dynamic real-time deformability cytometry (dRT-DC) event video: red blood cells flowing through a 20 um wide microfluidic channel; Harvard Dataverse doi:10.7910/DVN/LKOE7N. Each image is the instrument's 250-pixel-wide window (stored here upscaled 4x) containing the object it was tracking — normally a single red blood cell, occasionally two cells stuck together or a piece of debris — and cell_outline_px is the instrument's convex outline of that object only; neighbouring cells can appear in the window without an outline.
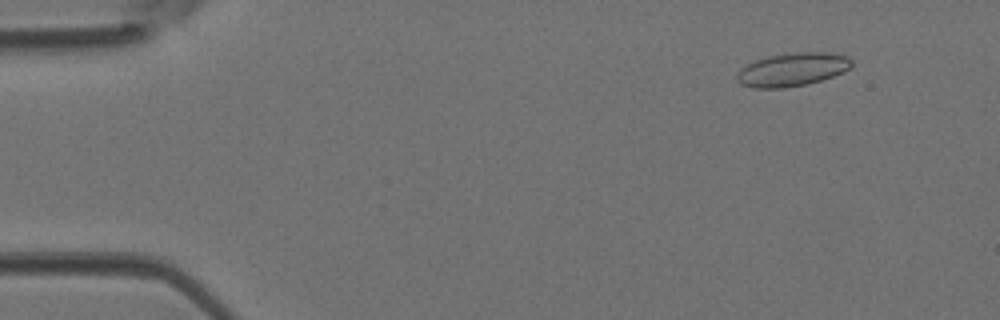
{"species": "Egyptian fruit bat (a non-hibernating species)", "species_latin": "Rousettus aegyptiacus", "temperature_condition": "room temperature", "stored_images_in_passage": 46, "camera_frame_rate_fps": 3000, "um_per_image_px": 0.085, "animal": {"sex": "female"}, "frame": {"image": 1, "passage_image": 5, "time_ms": 1.333, "image_size_px": [1000, 320], "cell_outline_px": [[852, 64], [844, 72], [808, 84], [784, 88], [752, 88], [740, 84], [736, 80], [736, 76], [740, 68], [756, 60], [768, 56], [796, 52], [824, 52], [848, 56], [852, 60]], "centroid_in_image_um": [67.32, 5.92], "position_along_channel_um": 17.7, "area_um2": 22.31}}
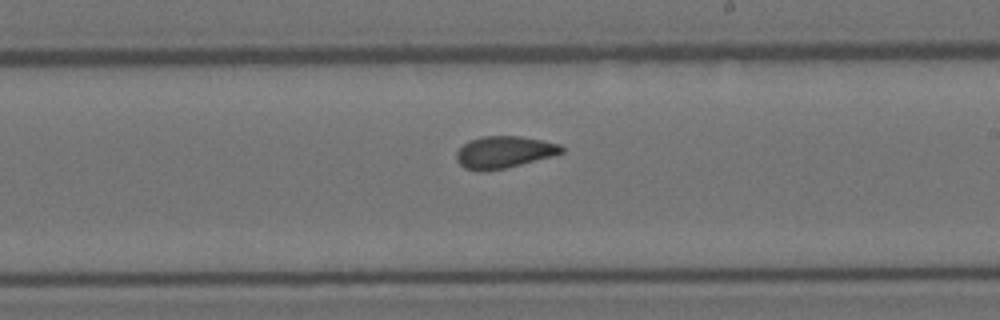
{"frame": {"image": 2, "passage_image": 27, "time_ms": 8.667, "image_size_px": [1000, 320], "cell_outline_px": [[564, 152], [552, 156], [504, 168], [484, 172], [480, 172], [464, 168], [456, 160], [456, 152], [464, 144], [472, 140], [484, 136], [520, 136], [560, 144], [564, 148]], "centroid_in_image_um": [42.83, 12.94], "position_along_channel_um": 246.2, "area_um2": 19.42}}
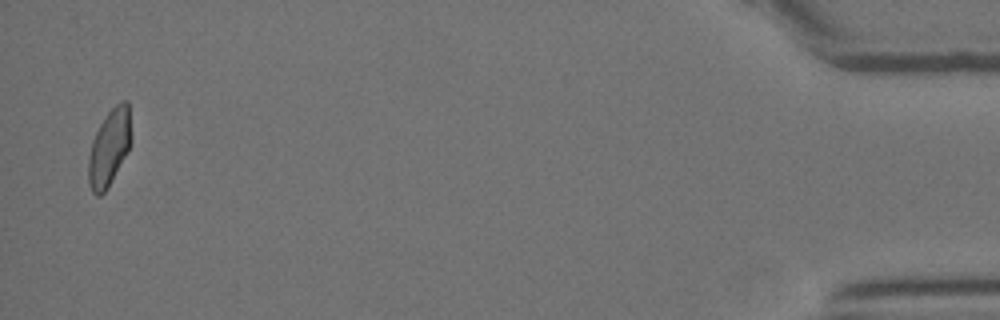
{"frame": {"image": 3, "passage_image": 45, "time_ms": 14.667, "image_size_px": [1000, 320], "cell_outline_px": [[132, 140], [128, 152], [108, 188], [100, 196], [96, 196], [92, 192], [88, 184], [88, 156], [92, 140], [100, 124], [108, 112], [120, 100], [128, 100], [132, 136]], "centroid_in_image_um": [9.3, 12.55], "position_along_channel_um": 425.9, "area_um2": 19.48}}